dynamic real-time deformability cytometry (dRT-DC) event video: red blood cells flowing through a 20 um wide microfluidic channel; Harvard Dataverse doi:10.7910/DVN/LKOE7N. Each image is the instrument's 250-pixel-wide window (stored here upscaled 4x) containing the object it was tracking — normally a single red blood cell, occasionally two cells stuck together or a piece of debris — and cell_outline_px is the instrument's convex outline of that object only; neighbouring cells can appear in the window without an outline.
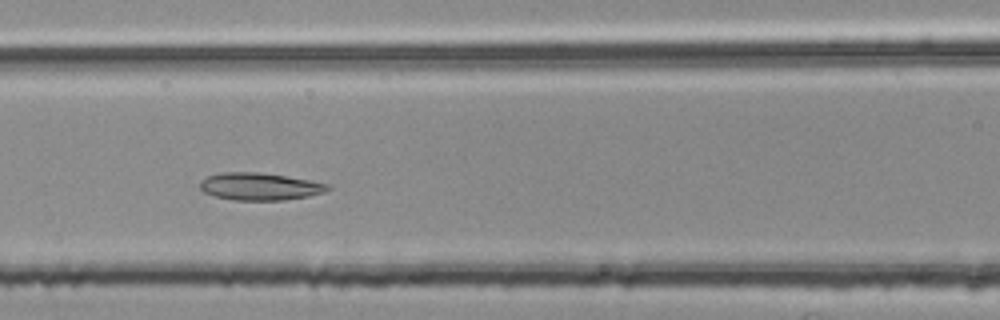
{"species": "common noctule bat (a hibernating species)", "species_latin": "Nyctalus noctula", "temperature_condition": "room temperature", "stored_images_in_passage": 15, "camera_frame_rate_fps": 3000, "um_per_image_px": 0.085, "animal": {"sex": "female", "body_mass_g": 25.1}, "frame": {"image": 1, "passage_image": 11, "time_ms": 3.333, "image_size_px": [1000, 320], "cell_outline_px": [[332, 188], [324, 192], [308, 196], [284, 200], [236, 200], [216, 196], [204, 192], [200, 188], [200, 180], [208, 176], [220, 172], [256, 172], [284, 176], [308, 180], [328, 184]], "centroid_in_image_um": [22.06, 15.85], "position_along_channel_um": 144.5, "area_um2": 20.17}}